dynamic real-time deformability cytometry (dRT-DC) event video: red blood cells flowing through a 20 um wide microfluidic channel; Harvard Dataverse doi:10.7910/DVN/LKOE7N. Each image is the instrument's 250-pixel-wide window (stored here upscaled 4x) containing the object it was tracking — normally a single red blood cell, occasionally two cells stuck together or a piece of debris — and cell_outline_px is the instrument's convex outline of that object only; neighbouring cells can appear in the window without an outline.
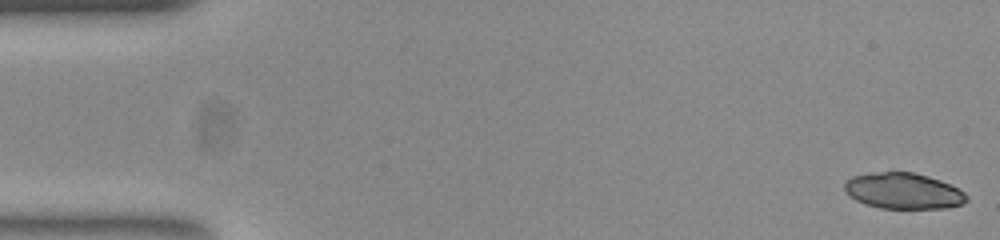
{"species": "common noctule bat (a hibernating species)", "species_latin": "Nyctalus noctula", "temperature_condition": "room temperature", "stored_images_in_passage": 52, "camera_frame_rate_fps": 3000, "um_per_image_px": 0.085, "animal": {"sex": "female", "body_mass_g": 23.0, "forearm_length_mm": 53.4}, "frame": {"image": 1, "passage_image": 1, "time_ms": 0.0, "image_size_px": [1000, 240], "cell_outline_px": [[968, 200], [960, 204], [948, 208], [880, 208], [864, 204], [856, 200], [844, 188], [844, 184], [852, 176], [872, 172], [912, 172], [928, 176], [940, 180], [960, 188], [968, 196]], "centroid_in_image_um": [76.81, 16.22], "position_along_channel_um": 8.2, "area_um2": 25.55}}
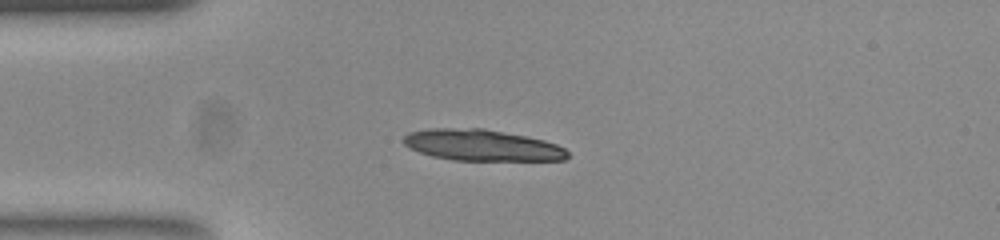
{"frame": {"image": 2, "passage_image": 13, "time_ms": 4.0, "image_size_px": [1000, 240], "cell_outline_px": [[568, 156], [564, 160], [452, 160], [432, 156], [420, 152], [404, 144], [400, 140], [408, 132], [428, 128], [484, 128], [544, 140], [556, 144], [564, 148], [568, 152]], "centroid_in_image_um": [40.92, 12.33], "position_along_channel_um": 44.1, "area_um2": 29.82}}